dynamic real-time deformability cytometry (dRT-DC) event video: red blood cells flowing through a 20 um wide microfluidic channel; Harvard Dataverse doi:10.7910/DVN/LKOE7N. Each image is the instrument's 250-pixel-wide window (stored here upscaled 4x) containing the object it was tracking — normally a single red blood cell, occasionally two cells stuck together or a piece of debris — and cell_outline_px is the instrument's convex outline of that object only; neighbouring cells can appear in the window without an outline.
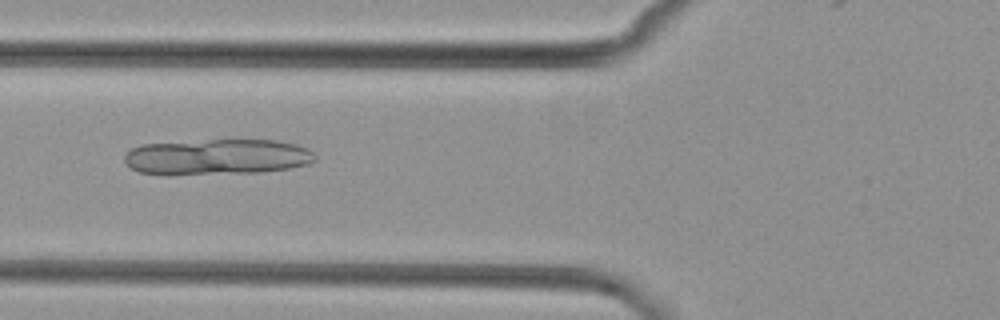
{"species": "common noctule bat (a hibernating species)", "species_latin": "Nyctalus noctula", "temperature_condition": "cold", "stored_images_in_passage": 3, "camera_frame_rate_fps": 3000, "um_per_image_px": 0.085, "animal": {"sex": "female", "body_mass_g": 29.2, "forearm_length_mm": 56.3}, "frame": {"image": 1, "passage_image": 3, "time_ms": 3.0, "image_size_px": [1000, 320], "cell_outline_px": [[316, 160], [308, 164], [288, 168], [260, 172], [140, 172], [132, 168], [124, 160], [124, 156], [132, 148], [140, 144], [208, 140], [276, 140], [296, 144], [308, 148], [316, 156]], "centroid_in_image_um": [18.54, 13.29], "position_along_channel_um": 107.3, "area_um2": 38.44}}